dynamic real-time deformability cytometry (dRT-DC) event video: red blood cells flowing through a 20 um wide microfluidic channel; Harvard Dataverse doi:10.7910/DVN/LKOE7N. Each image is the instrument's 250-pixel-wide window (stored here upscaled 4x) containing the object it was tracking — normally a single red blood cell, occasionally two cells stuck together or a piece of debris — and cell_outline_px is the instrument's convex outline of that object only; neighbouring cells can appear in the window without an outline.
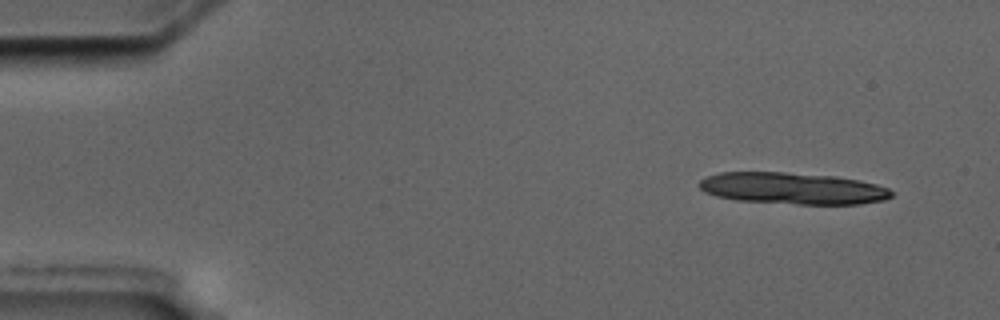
{"species": "common noctule bat (a hibernating species)", "species_latin": "Nyctalus noctula", "temperature_condition": "cold", "stored_images_in_passage": 11, "camera_frame_rate_fps": 3000, "um_per_image_px": 0.085, "animal": {"sex": "male", "body_mass_g": 17.5, "forearm_length_mm": 52.3}, "frame": {"image": 1, "passage_image": 1, "time_ms": 0.0, "image_size_px": [1000, 320], "cell_outline_px": [[892, 196], [884, 200], [860, 204], [796, 204], [736, 200], [716, 196], [704, 192], [696, 184], [700, 180], [708, 176], [720, 172], [784, 172], [836, 176], [860, 180], [876, 184], [888, 188], [892, 192]], "centroid_in_image_um": [67.36, 16.01], "position_along_channel_um": 17.6, "area_um2": 35.6}}